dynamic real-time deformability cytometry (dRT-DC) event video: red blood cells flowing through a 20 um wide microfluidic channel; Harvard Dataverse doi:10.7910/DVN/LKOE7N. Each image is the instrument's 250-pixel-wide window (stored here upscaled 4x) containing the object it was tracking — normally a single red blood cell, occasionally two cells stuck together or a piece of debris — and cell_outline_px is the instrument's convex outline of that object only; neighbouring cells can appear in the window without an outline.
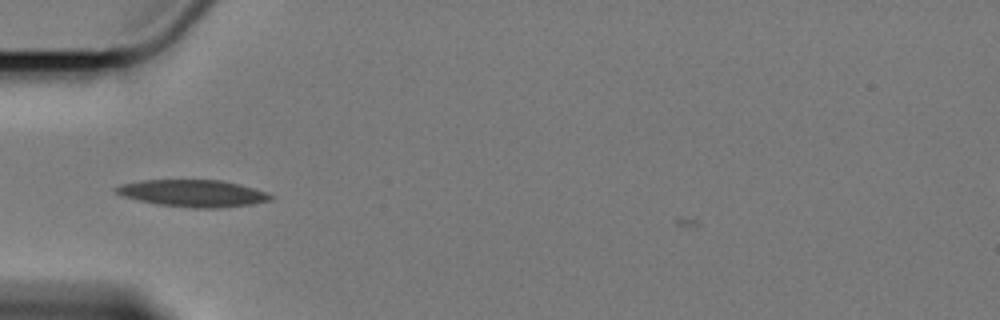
{"species": "Egyptian fruit bat (a non-hibernating species)", "species_latin": "Rousettus aegyptiacus", "temperature_condition": "cold", "stored_images_in_passage": 38, "camera_frame_rate_fps": 3000, "um_per_image_px": 0.085, "animal": {"sex": "female"}, "frame": {"image": 1, "passage_image": 1, "time_ms": 0.0, "image_size_px": [1000, 320], "cell_outline_px": [[276, 196], [272, 200], [252, 204], [220, 208], [192, 208], [156, 204], [136, 200], [124, 196], [116, 192], [112, 188], [120, 184], [140, 180], [224, 180], [240, 184], [268, 192]], "centroid_in_image_um": [16.43, 16.43], "position_along_channel_um": 68.6, "area_um2": 24.68}}
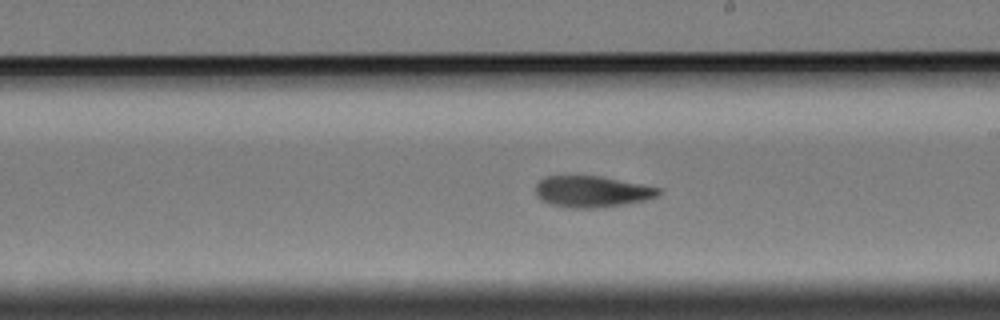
{"frame": {"image": 2, "passage_image": 16, "time_ms": 5.0, "image_size_px": [1000, 320], "cell_outline_px": [[660, 192], [656, 196], [644, 200], [624, 204], [596, 208], [572, 208], [552, 204], [540, 200], [536, 196], [536, 184], [544, 176], [600, 176], [660, 188]], "centroid_in_image_um": [50.26, 16.28], "position_along_channel_um": 238.7, "area_um2": 22.2}}
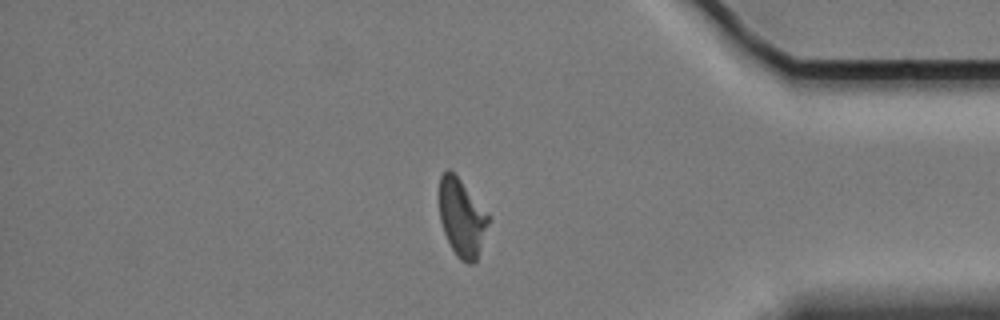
{"frame": {"image": 3, "passage_image": 32, "time_ms": 10.333, "image_size_px": [1000, 320], "cell_outline_px": [[492, 220], [476, 260], [472, 264], [468, 264], [460, 260], [456, 256], [444, 232], [440, 220], [440, 176], [448, 168], [460, 180], [492, 216]], "centroid_in_image_um": [39.31, 18.54], "position_along_channel_um": 395.9, "area_um2": 22.43}, "authors_computed_cell_mechanics": {"area_um2": 22.5998, "velocity_mm_per_s": 3.3967, "shape_relaxation_time_tau1_ms": 4.5904, "shape_relaxation_time_tau2_ms": 4.548, "deformation_change_tau1": 0.1367, "deformation_change_tau2": 0.114}}